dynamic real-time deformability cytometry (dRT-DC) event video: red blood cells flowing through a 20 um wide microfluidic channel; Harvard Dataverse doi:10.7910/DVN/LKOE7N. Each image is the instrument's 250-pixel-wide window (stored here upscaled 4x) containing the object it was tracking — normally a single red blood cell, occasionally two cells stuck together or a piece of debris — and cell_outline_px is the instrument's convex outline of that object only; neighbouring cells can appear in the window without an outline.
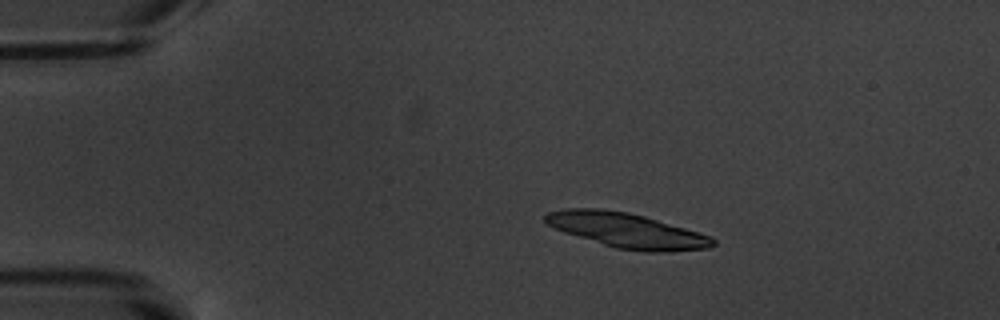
{"species": "common noctule bat (a hibernating species)", "species_latin": "Nyctalus noctula", "temperature_condition": "warm", "stored_images_in_passage": 3, "camera_frame_rate_fps": 3000, "um_per_image_px": 0.085, "animal": {"sex": "male", "body_mass_g": 20.1, "forearm_length_mm": 53.5}, "frame": {"image": 1, "passage_image": 2, "time_ms": 1.0, "image_size_px": [1000, 320], "cell_outline_px": [[716, 244], [708, 248], [668, 252], [644, 252], [616, 248], [564, 232], [548, 224], [544, 220], [544, 216], [548, 212], [564, 208], [604, 208], [628, 212], [644, 216], [712, 236], [716, 240]], "centroid_in_image_um": [53.3, 19.58], "position_along_channel_um": 31.7, "area_um2": 34.04}}